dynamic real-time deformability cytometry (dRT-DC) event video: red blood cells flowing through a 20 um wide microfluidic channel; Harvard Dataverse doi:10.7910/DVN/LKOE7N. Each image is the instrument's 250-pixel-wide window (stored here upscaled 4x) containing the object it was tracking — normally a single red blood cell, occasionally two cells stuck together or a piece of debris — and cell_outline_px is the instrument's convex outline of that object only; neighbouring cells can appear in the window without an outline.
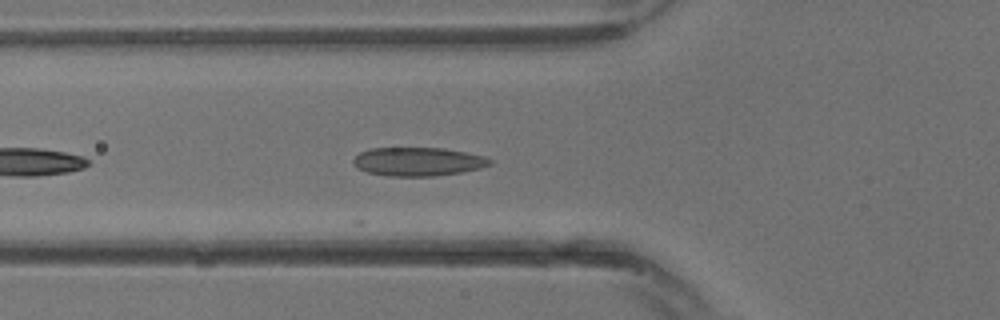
{"species": "common noctule bat (a hibernating species)", "species_latin": "Nyctalus noctula", "temperature_condition": "warm", "stored_images_in_passage": 6, "camera_frame_rate_fps": 3000, "um_per_image_px": 0.085, "animal": {"sex": "male", "body_mass_g": 13.3}, "frame": {"image": 1, "passage_image": 3, "time_ms": 0.667, "image_size_px": [1000, 320], "cell_outline_px": [[492, 164], [480, 168], [464, 172], [436, 176], [388, 176], [368, 172], [356, 168], [352, 164], [352, 160], [360, 152], [368, 148], [444, 148], [484, 156], [492, 160]], "centroid_in_image_um": [35.51, 13.74], "position_along_channel_um": 90.3, "area_um2": 22.95}}